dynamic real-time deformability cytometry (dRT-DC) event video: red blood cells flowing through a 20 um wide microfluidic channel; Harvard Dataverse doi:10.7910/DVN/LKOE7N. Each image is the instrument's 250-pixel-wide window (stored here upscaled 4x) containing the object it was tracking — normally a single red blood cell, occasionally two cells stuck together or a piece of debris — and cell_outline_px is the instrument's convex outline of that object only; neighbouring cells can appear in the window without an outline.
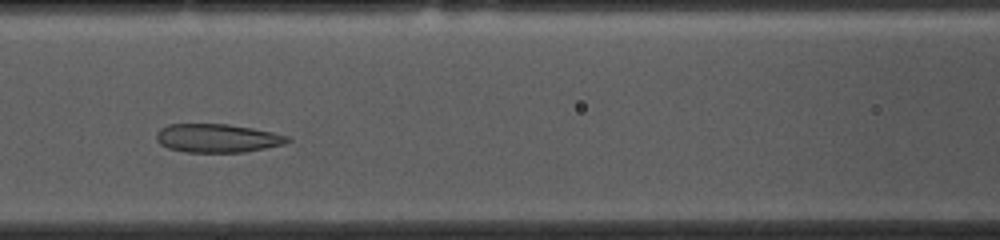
{"species": "common noctule bat (a hibernating species)", "species_latin": "Nyctalus noctula", "temperature_condition": "cold", "stored_images_in_passage": 28, "camera_frame_rate_fps": 3000, "um_per_image_px": 0.085, "animal": {"sex": "female", "body_mass_g": 10.0, "forearm_length_mm": 53.1}, "frame": {"image": 1, "passage_image": 7, "time_ms": 2.0, "image_size_px": [1000, 240], "cell_outline_px": [[292, 140], [284, 144], [244, 152], [184, 152], [168, 148], [160, 144], [156, 140], [156, 132], [160, 128], [168, 124], [228, 124], [252, 128], [292, 136]], "centroid_in_image_um": [18.47, 11.74], "position_along_channel_um": 148.1, "area_um2": 21.96}}
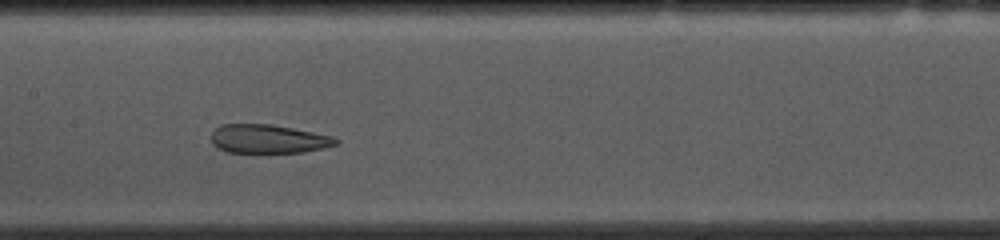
{"frame": {"image": 2, "passage_image": 10, "time_ms": 3.0, "image_size_px": [1000, 240], "cell_outline_px": [[340, 144], [324, 148], [304, 152], [228, 152], [212, 144], [212, 132], [220, 124], [272, 124], [332, 136], [340, 140]], "centroid_in_image_um": [22.84, 11.8], "position_along_channel_um": 184.6, "area_um2": 20.81}}
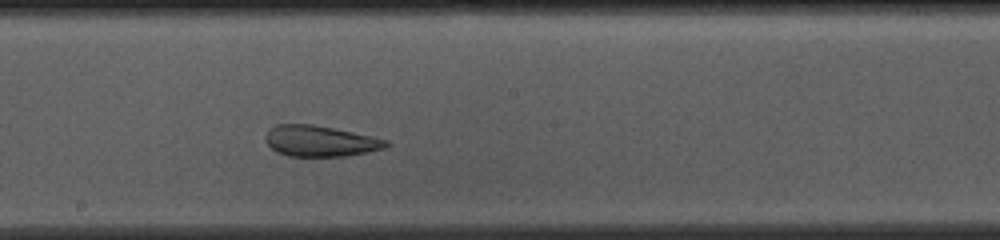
{"frame": {"image": 3, "passage_image": 13, "time_ms": 4.0, "image_size_px": [1000, 240], "cell_outline_px": [[388, 144], [384, 148], [368, 152], [344, 156], [288, 156], [276, 152], [264, 140], [264, 136], [276, 124], [312, 124], [352, 132], [388, 140]], "centroid_in_image_um": [27.18, 11.99], "position_along_channel_um": 221.0, "area_um2": 21.5}}